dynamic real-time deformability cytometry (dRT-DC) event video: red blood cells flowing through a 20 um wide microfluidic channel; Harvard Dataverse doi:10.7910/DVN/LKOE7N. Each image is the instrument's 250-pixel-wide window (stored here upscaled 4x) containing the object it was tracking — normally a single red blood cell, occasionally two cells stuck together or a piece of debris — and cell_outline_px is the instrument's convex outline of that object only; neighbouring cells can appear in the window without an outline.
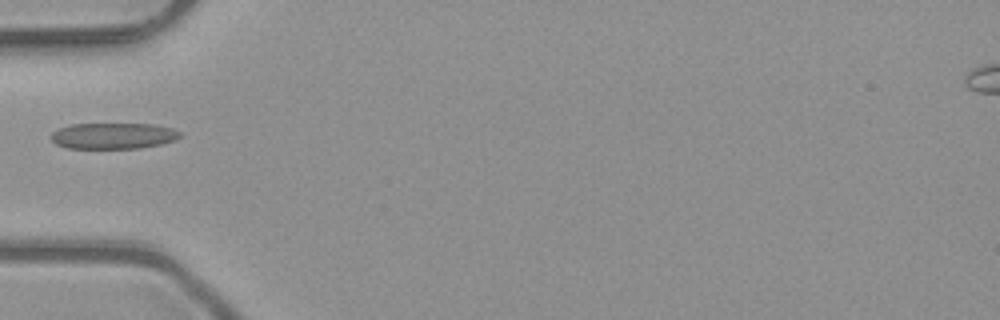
{"species": "common noctule bat (a hibernating species)", "species_latin": "Nyctalus noctula", "temperature_condition": "room temperature", "stored_images_in_passage": 2, "camera_frame_rate_fps": 3000, "um_per_image_px": 0.085, "animal": {"sex": "male", "body_mass_g": 23.1, "forearm_length_mm": 52.7}, "frame": {"image": 1, "passage_image": 2, "time_ms": 0.333, "image_size_px": [1000, 320], "cell_outline_px": [[180, 136], [176, 140], [160, 144], [140, 148], [68, 148], [56, 144], [52, 140], [52, 132], [60, 128], [72, 124], [156, 124], [172, 128], [180, 132]], "centroid_in_image_um": [9.65, 11.54], "position_along_channel_um": 75.3, "area_um2": 19.48}}